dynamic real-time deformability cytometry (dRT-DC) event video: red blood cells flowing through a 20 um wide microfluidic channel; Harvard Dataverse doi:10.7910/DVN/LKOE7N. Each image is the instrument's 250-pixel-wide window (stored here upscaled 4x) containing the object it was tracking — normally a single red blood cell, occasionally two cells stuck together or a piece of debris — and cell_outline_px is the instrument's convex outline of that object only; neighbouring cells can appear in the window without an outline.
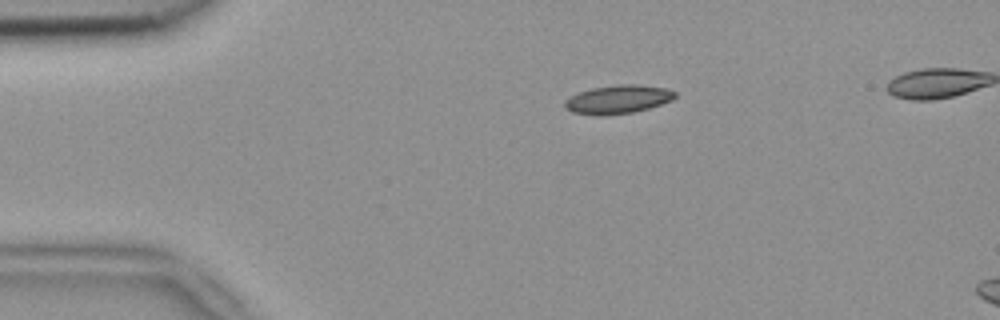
{"species": "common noctule bat (a hibernating species)", "species_latin": "Nyctalus noctula", "temperature_condition": "room temperature", "stored_images_in_passage": 3, "camera_frame_rate_fps": 3000, "um_per_image_px": 0.085, "animal": {"sex": "female", "body_mass_g": 18.4}, "frame": {"image": 1, "passage_image": 1, "time_ms": 0.0, "image_size_px": [1000, 320], "cell_outline_px": [[676, 96], [672, 100], [648, 108], [632, 112], [604, 116], [600, 116], [572, 112], [564, 108], [564, 100], [580, 92], [592, 88], [616, 84], [640, 84], [664, 88], [676, 92]], "centroid_in_image_um": [52.51, 8.44], "position_along_channel_um": 32.5, "area_um2": 18.32}}